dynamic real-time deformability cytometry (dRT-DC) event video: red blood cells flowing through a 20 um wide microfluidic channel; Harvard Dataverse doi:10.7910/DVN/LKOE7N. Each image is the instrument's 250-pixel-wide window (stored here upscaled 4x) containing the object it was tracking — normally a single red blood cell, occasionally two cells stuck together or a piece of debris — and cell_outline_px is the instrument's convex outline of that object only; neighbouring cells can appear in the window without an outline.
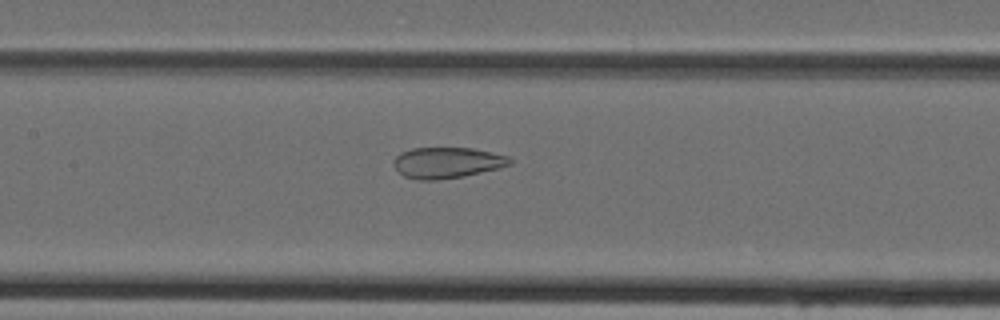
{"species": "Egyptian fruit bat (a non-hibernating species)", "species_latin": "Rousettus aegyptiacus", "temperature_condition": "cold", "stored_images_in_passage": 47, "camera_frame_rate_fps": 3000, "um_per_image_px": 0.085, "animal": {"sex": "female"}, "frame": {"image": 1, "passage_image": 22, "time_ms": 7.0, "image_size_px": [1000, 320], "cell_outline_px": [[512, 164], [500, 168], [464, 176], [436, 180], [416, 180], [404, 176], [392, 164], [392, 160], [400, 152], [412, 148], [472, 148], [508, 156], [512, 160]], "centroid_in_image_um": [37.98, 13.83], "position_along_channel_um": 169.4, "area_um2": 21.04}}
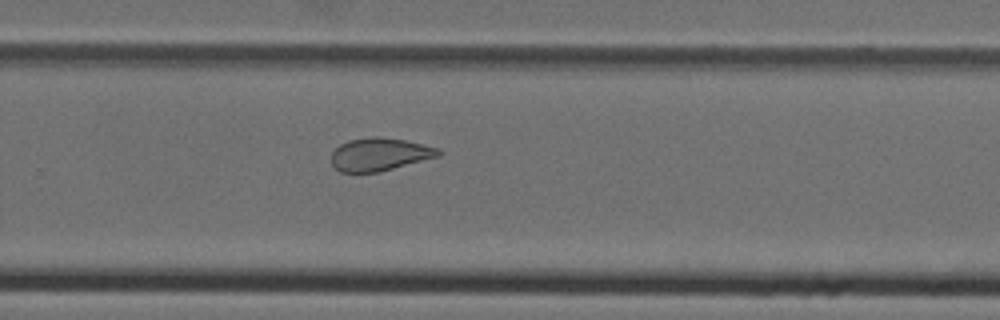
{"frame": {"image": 2, "passage_image": 31, "time_ms": 10.0, "image_size_px": [1000, 320], "cell_outline_px": [[444, 152], [440, 156], [380, 172], [340, 172], [332, 164], [332, 152], [340, 144], [348, 140], [372, 136], [376, 136], [404, 140], [436, 148]], "centroid_in_image_um": [32.26, 13.12], "position_along_channel_um": 297.5, "area_um2": 20.46}}
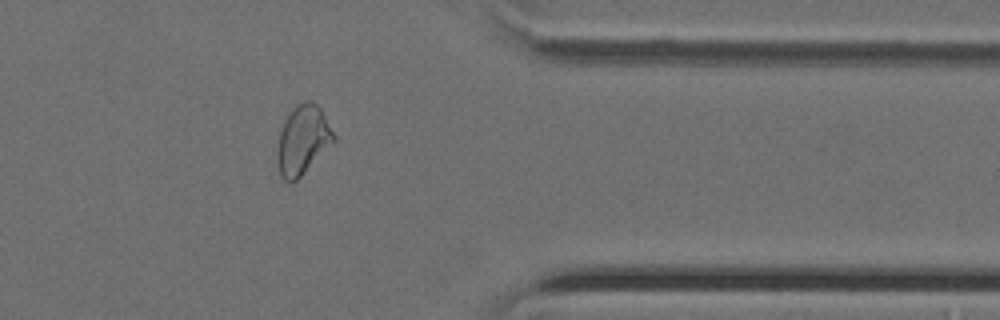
{"frame": {"image": 3, "passage_image": 38, "time_ms": 12.333, "image_size_px": [1000, 320], "cell_outline_px": [[336, 140], [292, 184], [284, 180], [280, 176], [276, 156], [280, 132], [284, 120], [288, 112], [296, 104], [304, 100], [312, 100], [320, 108], [336, 136]], "centroid_in_image_um": [25.72, 11.88], "position_along_channel_um": 385.7, "area_um2": 22.77}}